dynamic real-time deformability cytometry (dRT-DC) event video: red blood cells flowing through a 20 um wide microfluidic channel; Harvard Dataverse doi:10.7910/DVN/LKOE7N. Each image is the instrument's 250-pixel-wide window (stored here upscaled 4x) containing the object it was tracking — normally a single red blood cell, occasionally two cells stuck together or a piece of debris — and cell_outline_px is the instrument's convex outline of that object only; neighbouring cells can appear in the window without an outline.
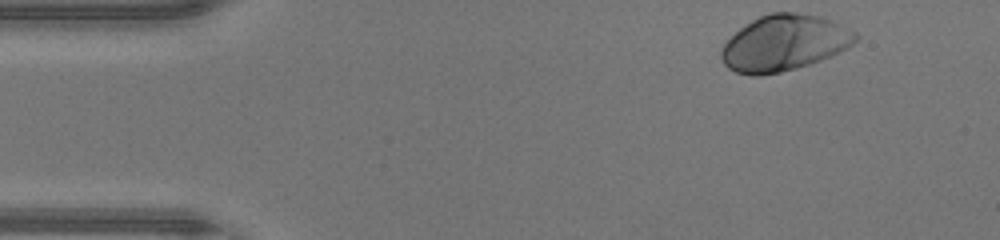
{"species": "human", "species_latin": "Homo sapiens", "temperature_condition": "warm", "stored_images_in_passage": 36, "camera_frame_rate_fps": 3000, "um_per_image_px": 0.085, "donor": {"sex": "male"}, "frame": {"image": 1, "passage_image": 1, "time_ms": 0.0, "image_size_px": [1000, 240], "cell_outline_px": [[860, 36], [852, 44], [840, 52], [820, 60], [796, 68], [780, 72], [760, 76], [752, 76], [736, 72], [728, 68], [724, 64], [720, 56], [720, 52], [724, 44], [740, 28], [752, 20], [760, 16], [772, 12], [796, 12], [820, 16], [840, 24], [856, 32]], "centroid_in_image_um": [66.65, 3.66], "position_along_channel_um": 18.3, "area_um2": 43.58}}
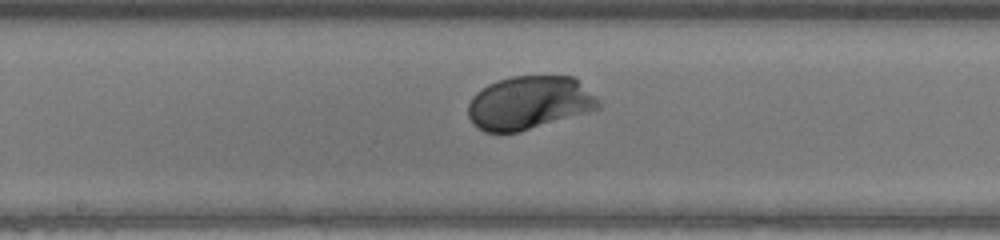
{"frame": {"image": 2, "passage_image": 20, "time_ms": 6.333, "image_size_px": [1000, 240], "cell_outline_px": [[600, 108], [588, 112], [520, 132], [484, 132], [476, 128], [472, 124], [468, 116], [468, 104], [472, 96], [476, 92], [488, 84], [496, 80], [512, 76], [572, 76], [600, 100]], "centroid_in_image_um": [44.94, 8.75], "position_along_channel_um": 203.3, "area_um2": 40.69}}
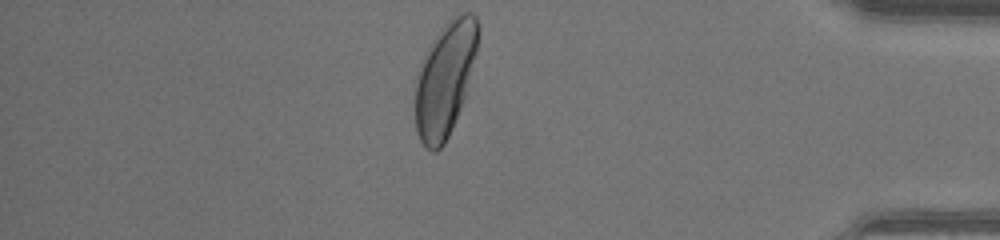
{"frame": {"image": 3, "passage_image": 36, "time_ms": 11.667, "image_size_px": [1000, 240], "cell_outline_px": [[480, 32], [476, 52], [464, 96], [460, 108], [452, 128], [444, 144], [436, 152], [432, 152], [420, 140], [416, 132], [416, 84], [420, 64], [424, 52], [432, 40], [444, 24], [456, 12], [472, 12], [476, 16], [480, 28]], "centroid_in_image_um": [37.83, 6.65], "position_along_channel_um": 397.4, "area_um2": 41.56}, "authors_computed_cell_mechanics": {"area_um2": 40.1421, "velocity_mm_per_s": 4.3833, "shape_relaxation_time_tau1_ms": 1.4115, "shape_relaxation_time_tau2_ms": null, "deformation_change_tau1": 0.1517, "deformation_change_tau2": null}}